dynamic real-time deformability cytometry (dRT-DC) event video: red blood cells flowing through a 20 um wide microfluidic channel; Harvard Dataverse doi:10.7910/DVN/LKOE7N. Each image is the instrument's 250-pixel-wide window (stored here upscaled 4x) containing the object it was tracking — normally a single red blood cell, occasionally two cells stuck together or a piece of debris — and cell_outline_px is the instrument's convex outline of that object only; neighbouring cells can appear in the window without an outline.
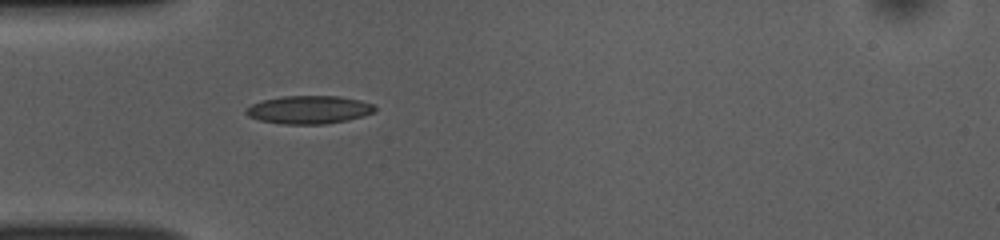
{"species": "common noctule bat (a hibernating species)", "species_latin": "Nyctalus noctula", "temperature_condition": "room temperature", "stored_images_in_passage": 37, "camera_frame_rate_fps": 3000, "um_per_image_px": 0.085, "animal": {"sex": "female", "body_mass_g": 10.0, "forearm_length_mm": 53.1}, "frame": {"image": 1, "passage_image": 1, "time_ms": 0.0, "image_size_px": [1000, 240], "cell_outline_px": [[376, 112], [364, 116], [348, 120], [324, 124], [284, 124], [260, 120], [248, 116], [244, 112], [244, 108], [252, 104], [264, 100], [284, 96], [340, 96], [360, 100], [372, 104], [376, 108]], "centroid_in_image_um": [26.28, 9.33], "position_along_channel_um": 58.7, "area_um2": 21.15}}
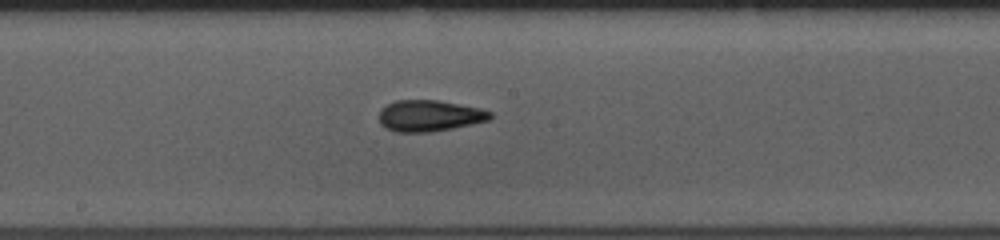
{"frame": {"image": 2, "passage_image": 13, "time_ms": 4.0, "image_size_px": [1000, 240], "cell_outline_px": [[492, 116], [488, 120], [472, 124], [452, 128], [428, 132], [396, 132], [380, 124], [380, 108], [396, 100], [436, 100], [480, 108], [492, 112]], "centroid_in_image_um": [36.49, 9.83], "position_along_channel_um": 211.7, "area_um2": 20.06}}
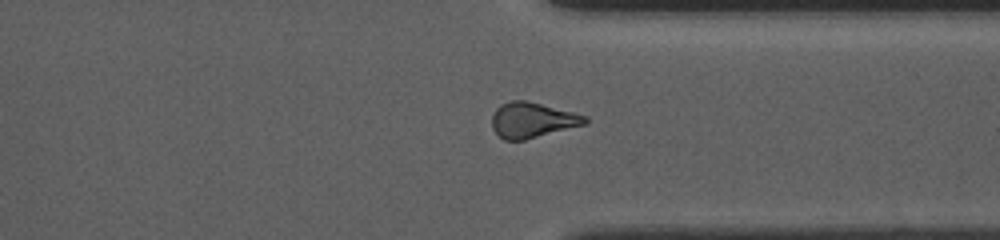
{"frame": {"image": 3, "passage_image": 25, "time_ms": 8.0, "image_size_px": [1000, 240], "cell_outline_px": [[588, 124], [524, 140], [504, 140], [492, 128], [492, 116], [496, 108], [500, 104], [512, 100], [524, 100], [588, 116]], "centroid_in_image_um": [45.26, 10.21], "position_along_channel_um": 366.1, "area_um2": 19.13}, "authors_computed_cell_mechanics": {"area_um2": 19.652, "velocity_mm_per_s": 3.8883, "shape_relaxation_time_tau1_ms": 8.4381, "shape_relaxation_time_tau2_ms": 2.508, "deformation_change_tau1": 0.1756, "deformation_change_tau2": 0.0832}}